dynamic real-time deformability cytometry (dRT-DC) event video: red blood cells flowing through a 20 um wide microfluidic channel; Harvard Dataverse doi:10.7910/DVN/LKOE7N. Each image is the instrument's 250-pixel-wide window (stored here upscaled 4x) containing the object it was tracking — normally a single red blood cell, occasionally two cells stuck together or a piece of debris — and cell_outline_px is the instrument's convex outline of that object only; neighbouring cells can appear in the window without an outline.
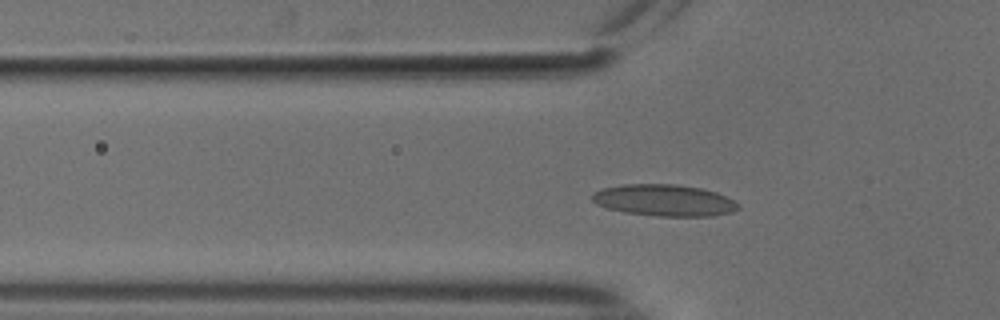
{"species": "common noctule bat (a hibernating species)", "species_latin": "Nyctalus noctula", "temperature_condition": "cold", "stored_images_in_passage": 52, "camera_frame_rate_fps": 3000, "um_per_image_px": 0.085, "animal": {"sex": "male", "body_mass_g": 18.8}, "frame": {"image": 1, "passage_image": 15, "time_ms": 4.667, "image_size_px": [1000, 320], "cell_outline_px": [[740, 208], [732, 212], [712, 216], [656, 216], [624, 212], [608, 208], [596, 204], [592, 200], [592, 192], [604, 188], [624, 184], [676, 184], [700, 188], [716, 192], [740, 204]], "centroid_in_image_um": [56.46, 17.03], "position_along_channel_um": 69.3, "area_um2": 26.88}}
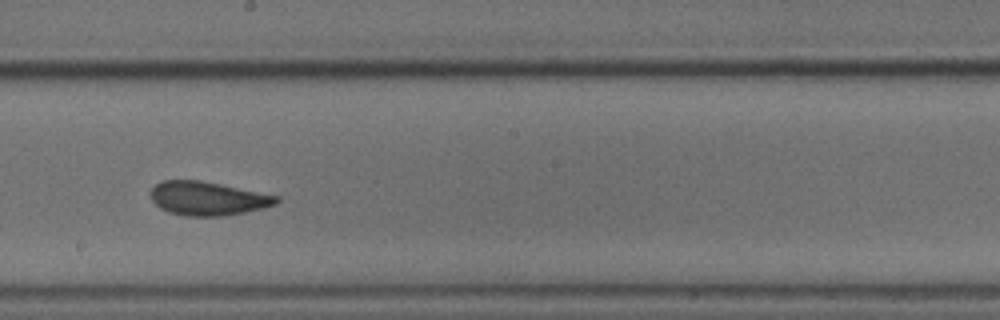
{"frame": {"image": 2, "passage_image": 28, "time_ms": 9.0, "image_size_px": [1000, 320], "cell_outline_px": [[280, 200], [276, 204], [264, 208], [224, 216], [184, 216], [168, 212], [160, 208], [152, 200], [152, 188], [160, 180], [200, 180], [280, 196]], "centroid_in_image_um": [17.67, 16.87], "position_along_channel_um": 230.5, "area_um2": 24.74}}
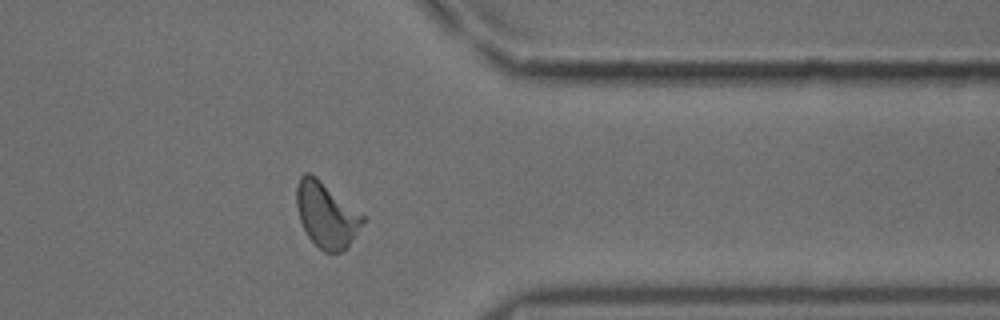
{"frame": {"image": 3, "passage_image": 41, "time_ms": 13.333, "image_size_px": [1000, 320], "cell_outline_px": [[364, 220], [348, 244], [340, 252], [324, 252], [308, 236], [300, 220], [296, 204], [296, 184], [300, 176], [304, 172], [308, 172], [316, 176], [364, 216]], "centroid_in_image_um": [27.68, 18.22], "position_along_channel_um": 383.7, "area_um2": 24.57}, "authors_computed_cell_mechanics": {"area_um2": 24.5939, "velocity_mm_per_s": 3.7207, "shape_relaxation_time_tau1_ms": 7.7191, "shape_relaxation_time_tau2_ms": 1.358, "deformation_change_tau1": 0.1263, "deformation_change_tau2": 0.0673}}